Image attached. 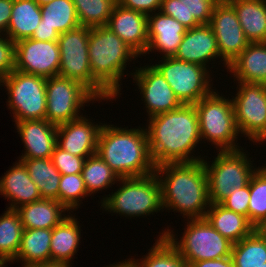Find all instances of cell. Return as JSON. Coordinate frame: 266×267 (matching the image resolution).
Segmentation results:
<instances>
[{"label": "cell", "instance_id": "obj_29", "mask_svg": "<svg viewBox=\"0 0 266 267\" xmlns=\"http://www.w3.org/2000/svg\"><path fill=\"white\" fill-rule=\"evenodd\" d=\"M51 236L52 229H23L19 250L11 264L16 260L21 267H28L51 262Z\"/></svg>", "mask_w": 266, "mask_h": 267}, {"label": "cell", "instance_id": "obj_39", "mask_svg": "<svg viewBox=\"0 0 266 267\" xmlns=\"http://www.w3.org/2000/svg\"><path fill=\"white\" fill-rule=\"evenodd\" d=\"M91 196L86 189L82 174L61 175L59 184L58 201L71 213H73L80 204L82 198ZM81 199V200H80ZM73 210V211H72Z\"/></svg>", "mask_w": 266, "mask_h": 267}, {"label": "cell", "instance_id": "obj_1", "mask_svg": "<svg viewBox=\"0 0 266 267\" xmlns=\"http://www.w3.org/2000/svg\"><path fill=\"white\" fill-rule=\"evenodd\" d=\"M147 123L145 129L155 167L166 163L197 162L204 158L194 154L197 144L202 143L194 105L182 104L173 111L148 118Z\"/></svg>", "mask_w": 266, "mask_h": 267}, {"label": "cell", "instance_id": "obj_37", "mask_svg": "<svg viewBox=\"0 0 266 267\" xmlns=\"http://www.w3.org/2000/svg\"><path fill=\"white\" fill-rule=\"evenodd\" d=\"M80 26H106L113 13L117 0H72Z\"/></svg>", "mask_w": 266, "mask_h": 267}, {"label": "cell", "instance_id": "obj_46", "mask_svg": "<svg viewBox=\"0 0 266 267\" xmlns=\"http://www.w3.org/2000/svg\"><path fill=\"white\" fill-rule=\"evenodd\" d=\"M188 267H235L232 257H224L216 260H203L192 262Z\"/></svg>", "mask_w": 266, "mask_h": 267}, {"label": "cell", "instance_id": "obj_53", "mask_svg": "<svg viewBox=\"0 0 266 267\" xmlns=\"http://www.w3.org/2000/svg\"><path fill=\"white\" fill-rule=\"evenodd\" d=\"M264 171H266V163L264 164V166L262 165L261 167Z\"/></svg>", "mask_w": 266, "mask_h": 267}, {"label": "cell", "instance_id": "obj_34", "mask_svg": "<svg viewBox=\"0 0 266 267\" xmlns=\"http://www.w3.org/2000/svg\"><path fill=\"white\" fill-rule=\"evenodd\" d=\"M40 26L54 28L59 34L80 26L72 0H53L41 6Z\"/></svg>", "mask_w": 266, "mask_h": 267}, {"label": "cell", "instance_id": "obj_54", "mask_svg": "<svg viewBox=\"0 0 266 267\" xmlns=\"http://www.w3.org/2000/svg\"><path fill=\"white\" fill-rule=\"evenodd\" d=\"M0 86L2 87V78H1V77H0ZM1 87H0V88H1Z\"/></svg>", "mask_w": 266, "mask_h": 267}, {"label": "cell", "instance_id": "obj_18", "mask_svg": "<svg viewBox=\"0 0 266 267\" xmlns=\"http://www.w3.org/2000/svg\"><path fill=\"white\" fill-rule=\"evenodd\" d=\"M140 58L148 47V17L144 13L116 5L106 24Z\"/></svg>", "mask_w": 266, "mask_h": 267}, {"label": "cell", "instance_id": "obj_31", "mask_svg": "<svg viewBox=\"0 0 266 267\" xmlns=\"http://www.w3.org/2000/svg\"><path fill=\"white\" fill-rule=\"evenodd\" d=\"M26 167L30 178L40 191L42 199L57 200L61 173L48 159L19 158Z\"/></svg>", "mask_w": 266, "mask_h": 267}, {"label": "cell", "instance_id": "obj_17", "mask_svg": "<svg viewBox=\"0 0 266 267\" xmlns=\"http://www.w3.org/2000/svg\"><path fill=\"white\" fill-rule=\"evenodd\" d=\"M92 121V122H91ZM86 115L57 126V145L63 150L88 158L96 153L103 123H95Z\"/></svg>", "mask_w": 266, "mask_h": 267}, {"label": "cell", "instance_id": "obj_23", "mask_svg": "<svg viewBox=\"0 0 266 267\" xmlns=\"http://www.w3.org/2000/svg\"><path fill=\"white\" fill-rule=\"evenodd\" d=\"M234 81L266 85V42L249 43L228 66Z\"/></svg>", "mask_w": 266, "mask_h": 267}, {"label": "cell", "instance_id": "obj_12", "mask_svg": "<svg viewBox=\"0 0 266 267\" xmlns=\"http://www.w3.org/2000/svg\"><path fill=\"white\" fill-rule=\"evenodd\" d=\"M46 101L45 119L58 126L81 117L84 105L99 100L80 82L53 76L46 78Z\"/></svg>", "mask_w": 266, "mask_h": 267}, {"label": "cell", "instance_id": "obj_45", "mask_svg": "<svg viewBox=\"0 0 266 267\" xmlns=\"http://www.w3.org/2000/svg\"><path fill=\"white\" fill-rule=\"evenodd\" d=\"M59 35L60 34L54 28L48 26H40L39 23L30 38L39 41H58Z\"/></svg>", "mask_w": 266, "mask_h": 267}, {"label": "cell", "instance_id": "obj_10", "mask_svg": "<svg viewBox=\"0 0 266 267\" xmlns=\"http://www.w3.org/2000/svg\"><path fill=\"white\" fill-rule=\"evenodd\" d=\"M2 86L7 89L6 103L12 111L13 122L45 119L46 78L14 69L2 78Z\"/></svg>", "mask_w": 266, "mask_h": 267}, {"label": "cell", "instance_id": "obj_51", "mask_svg": "<svg viewBox=\"0 0 266 267\" xmlns=\"http://www.w3.org/2000/svg\"><path fill=\"white\" fill-rule=\"evenodd\" d=\"M6 266H7V263L0 262V267H6Z\"/></svg>", "mask_w": 266, "mask_h": 267}, {"label": "cell", "instance_id": "obj_27", "mask_svg": "<svg viewBox=\"0 0 266 267\" xmlns=\"http://www.w3.org/2000/svg\"><path fill=\"white\" fill-rule=\"evenodd\" d=\"M205 218L215 230L232 243L239 242L256 229L247 217L227 209L220 203H210Z\"/></svg>", "mask_w": 266, "mask_h": 267}, {"label": "cell", "instance_id": "obj_24", "mask_svg": "<svg viewBox=\"0 0 266 267\" xmlns=\"http://www.w3.org/2000/svg\"><path fill=\"white\" fill-rule=\"evenodd\" d=\"M220 0H162L160 11L179 21L187 29L209 24Z\"/></svg>", "mask_w": 266, "mask_h": 267}, {"label": "cell", "instance_id": "obj_43", "mask_svg": "<svg viewBox=\"0 0 266 267\" xmlns=\"http://www.w3.org/2000/svg\"><path fill=\"white\" fill-rule=\"evenodd\" d=\"M117 3L127 9L150 15L160 11L162 0H117Z\"/></svg>", "mask_w": 266, "mask_h": 267}, {"label": "cell", "instance_id": "obj_21", "mask_svg": "<svg viewBox=\"0 0 266 267\" xmlns=\"http://www.w3.org/2000/svg\"><path fill=\"white\" fill-rule=\"evenodd\" d=\"M176 59L209 68V62L220 59L217 40L209 24L187 29L174 55ZM210 60V61H209Z\"/></svg>", "mask_w": 266, "mask_h": 267}, {"label": "cell", "instance_id": "obj_28", "mask_svg": "<svg viewBox=\"0 0 266 267\" xmlns=\"http://www.w3.org/2000/svg\"><path fill=\"white\" fill-rule=\"evenodd\" d=\"M235 9L246 39L266 42V0H227Z\"/></svg>", "mask_w": 266, "mask_h": 267}, {"label": "cell", "instance_id": "obj_14", "mask_svg": "<svg viewBox=\"0 0 266 267\" xmlns=\"http://www.w3.org/2000/svg\"><path fill=\"white\" fill-rule=\"evenodd\" d=\"M209 25L217 40L220 59L226 69L250 43L242 30L234 7L220 0L214 7Z\"/></svg>", "mask_w": 266, "mask_h": 267}, {"label": "cell", "instance_id": "obj_47", "mask_svg": "<svg viewBox=\"0 0 266 267\" xmlns=\"http://www.w3.org/2000/svg\"><path fill=\"white\" fill-rule=\"evenodd\" d=\"M72 267V265L61 263V262H47L41 264H34L28 267Z\"/></svg>", "mask_w": 266, "mask_h": 267}, {"label": "cell", "instance_id": "obj_20", "mask_svg": "<svg viewBox=\"0 0 266 267\" xmlns=\"http://www.w3.org/2000/svg\"><path fill=\"white\" fill-rule=\"evenodd\" d=\"M148 17V47L145 52L162 53V58L174 57L187 28L169 15L157 11Z\"/></svg>", "mask_w": 266, "mask_h": 267}, {"label": "cell", "instance_id": "obj_38", "mask_svg": "<svg viewBox=\"0 0 266 267\" xmlns=\"http://www.w3.org/2000/svg\"><path fill=\"white\" fill-rule=\"evenodd\" d=\"M248 220L256 229L266 222V171L261 167L250 179Z\"/></svg>", "mask_w": 266, "mask_h": 267}, {"label": "cell", "instance_id": "obj_4", "mask_svg": "<svg viewBox=\"0 0 266 267\" xmlns=\"http://www.w3.org/2000/svg\"><path fill=\"white\" fill-rule=\"evenodd\" d=\"M88 55L92 77L116 100L127 63L138 55L106 26L90 28Z\"/></svg>", "mask_w": 266, "mask_h": 267}, {"label": "cell", "instance_id": "obj_30", "mask_svg": "<svg viewBox=\"0 0 266 267\" xmlns=\"http://www.w3.org/2000/svg\"><path fill=\"white\" fill-rule=\"evenodd\" d=\"M41 7L35 0H13L6 36L12 41L30 38L41 22Z\"/></svg>", "mask_w": 266, "mask_h": 267}, {"label": "cell", "instance_id": "obj_26", "mask_svg": "<svg viewBox=\"0 0 266 267\" xmlns=\"http://www.w3.org/2000/svg\"><path fill=\"white\" fill-rule=\"evenodd\" d=\"M23 229H53L70 213L59 201L40 199L16 209Z\"/></svg>", "mask_w": 266, "mask_h": 267}, {"label": "cell", "instance_id": "obj_22", "mask_svg": "<svg viewBox=\"0 0 266 267\" xmlns=\"http://www.w3.org/2000/svg\"><path fill=\"white\" fill-rule=\"evenodd\" d=\"M17 161L0 178V195L10 201L8 209L14 210L42 199L26 167L21 161Z\"/></svg>", "mask_w": 266, "mask_h": 267}, {"label": "cell", "instance_id": "obj_35", "mask_svg": "<svg viewBox=\"0 0 266 267\" xmlns=\"http://www.w3.org/2000/svg\"><path fill=\"white\" fill-rule=\"evenodd\" d=\"M23 226L14 209H6L0 216V262L14 261L20 247Z\"/></svg>", "mask_w": 266, "mask_h": 267}, {"label": "cell", "instance_id": "obj_42", "mask_svg": "<svg viewBox=\"0 0 266 267\" xmlns=\"http://www.w3.org/2000/svg\"><path fill=\"white\" fill-rule=\"evenodd\" d=\"M15 69V42L0 34V77L8 76Z\"/></svg>", "mask_w": 266, "mask_h": 267}, {"label": "cell", "instance_id": "obj_2", "mask_svg": "<svg viewBox=\"0 0 266 267\" xmlns=\"http://www.w3.org/2000/svg\"><path fill=\"white\" fill-rule=\"evenodd\" d=\"M163 209L180 212L183 218H205L210 206L203 161L166 163L155 167Z\"/></svg>", "mask_w": 266, "mask_h": 267}, {"label": "cell", "instance_id": "obj_13", "mask_svg": "<svg viewBox=\"0 0 266 267\" xmlns=\"http://www.w3.org/2000/svg\"><path fill=\"white\" fill-rule=\"evenodd\" d=\"M237 93L232 96L236 124L241 136L253 143L266 137V85L236 82Z\"/></svg>", "mask_w": 266, "mask_h": 267}, {"label": "cell", "instance_id": "obj_49", "mask_svg": "<svg viewBox=\"0 0 266 267\" xmlns=\"http://www.w3.org/2000/svg\"><path fill=\"white\" fill-rule=\"evenodd\" d=\"M38 4H39V6L41 7V6H43V5H45V4H48V3H50L51 1H53V0H35Z\"/></svg>", "mask_w": 266, "mask_h": 267}, {"label": "cell", "instance_id": "obj_40", "mask_svg": "<svg viewBox=\"0 0 266 267\" xmlns=\"http://www.w3.org/2000/svg\"><path fill=\"white\" fill-rule=\"evenodd\" d=\"M85 159L63 150L58 145L55 146L51 155V161L61 175L82 173Z\"/></svg>", "mask_w": 266, "mask_h": 267}, {"label": "cell", "instance_id": "obj_3", "mask_svg": "<svg viewBox=\"0 0 266 267\" xmlns=\"http://www.w3.org/2000/svg\"><path fill=\"white\" fill-rule=\"evenodd\" d=\"M144 128L102 125L96 153L119 178L142 177L155 172Z\"/></svg>", "mask_w": 266, "mask_h": 267}, {"label": "cell", "instance_id": "obj_52", "mask_svg": "<svg viewBox=\"0 0 266 267\" xmlns=\"http://www.w3.org/2000/svg\"><path fill=\"white\" fill-rule=\"evenodd\" d=\"M265 141H266V137H263V138L258 142V144L261 143V142L263 143V142H265Z\"/></svg>", "mask_w": 266, "mask_h": 267}, {"label": "cell", "instance_id": "obj_36", "mask_svg": "<svg viewBox=\"0 0 266 267\" xmlns=\"http://www.w3.org/2000/svg\"><path fill=\"white\" fill-rule=\"evenodd\" d=\"M81 174L90 195L106 190L119 182V176L97 153L85 159Z\"/></svg>", "mask_w": 266, "mask_h": 267}, {"label": "cell", "instance_id": "obj_11", "mask_svg": "<svg viewBox=\"0 0 266 267\" xmlns=\"http://www.w3.org/2000/svg\"><path fill=\"white\" fill-rule=\"evenodd\" d=\"M154 66L164 76L181 104L194 105L213 90L216 91L212 87L210 68L175 57H161L158 64Z\"/></svg>", "mask_w": 266, "mask_h": 267}, {"label": "cell", "instance_id": "obj_48", "mask_svg": "<svg viewBox=\"0 0 266 267\" xmlns=\"http://www.w3.org/2000/svg\"><path fill=\"white\" fill-rule=\"evenodd\" d=\"M110 266H105V267H131L126 261H120V262H117L116 264L113 263V264H109Z\"/></svg>", "mask_w": 266, "mask_h": 267}, {"label": "cell", "instance_id": "obj_8", "mask_svg": "<svg viewBox=\"0 0 266 267\" xmlns=\"http://www.w3.org/2000/svg\"><path fill=\"white\" fill-rule=\"evenodd\" d=\"M89 33L90 27L79 26L59 35L58 76L80 82L99 101H111L114 98L92 77L88 55Z\"/></svg>", "mask_w": 266, "mask_h": 267}, {"label": "cell", "instance_id": "obj_32", "mask_svg": "<svg viewBox=\"0 0 266 267\" xmlns=\"http://www.w3.org/2000/svg\"><path fill=\"white\" fill-rule=\"evenodd\" d=\"M231 257L235 267H261L266 263V234L255 229L249 236L233 243Z\"/></svg>", "mask_w": 266, "mask_h": 267}, {"label": "cell", "instance_id": "obj_33", "mask_svg": "<svg viewBox=\"0 0 266 267\" xmlns=\"http://www.w3.org/2000/svg\"><path fill=\"white\" fill-rule=\"evenodd\" d=\"M125 261L131 267H188L177 248L166 236H158L145 257L129 258Z\"/></svg>", "mask_w": 266, "mask_h": 267}, {"label": "cell", "instance_id": "obj_44", "mask_svg": "<svg viewBox=\"0 0 266 267\" xmlns=\"http://www.w3.org/2000/svg\"><path fill=\"white\" fill-rule=\"evenodd\" d=\"M13 0H0V34L5 35L11 19Z\"/></svg>", "mask_w": 266, "mask_h": 267}, {"label": "cell", "instance_id": "obj_7", "mask_svg": "<svg viewBox=\"0 0 266 267\" xmlns=\"http://www.w3.org/2000/svg\"><path fill=\"white\" fill-rule=\"evenodd\" d=\"M186 221L188 222H185L187 225L186 228L183 227L184 232L180 240L177 234L168 228L162 230L158 236H166L187 264L231 256L233 243L215 230L206 218Z\"/></svg>", "mask_w": 266, "mask_h": 267}, {"label": "cell", "instance_id": "obj_15", "mask_svg": "<svg viewBox=\"0 0 266 267\" xmlns=\"http://www.w3.org/2000/svg\"><path fill=\"white\" fill-rule=\"evenodd\" d=\"M60 49L58 41L25 38L15 42V70L51 78L58 76Z\"/></svg>", "mask_w": 266, "mask_h": 267}, {"label": "cell", "instance_id": "obj_19", "mask_svg": "<svg viewBox=\"0 0 266 267\" xmlns=\"http://www.w3.org/2000/svg\"><path fill=\"white\" fill-rule=\"evenodd\" d=\"M16 130L24 143L19 158L48 159L57 145V126L46 119L16 121Z\"/></svg>", "mask_w": 266, "mask_h": 267}, {"label": "cell", "instance_id": "obj_9", "mask_svg": "<svg viewBox=\"0 0 266 267\" xmlns=\"http://www.w3.org/2000/svg\"><path fill=\"white\" fill-rule=\"evenodd\" d=\"M244 151H217V156L211 163L207 162V158L202 159L207 174L210 203H220L235 188L249 184L259 166H253L250 155Z\"/></svg>", "mask_w": 266, "mask_h": 267}, {"label": "cell", "instance_id": "obj_25", "mask_svg": "<svg viewBox=\"0 0 266 267\" xmlns=\"http://www.w3.org/2000/svg\"><path fill=\"white\" fill-rule=\"evenodd\" d=\"M69 214L52 229L50 244L51 262L71 265V259L79 250L82 231L79 224L80 221L75 218V214Z\"/></svg>", "mask_w": 266, "mask_h": 267}, {"label": "cell", "instance_id": "obj_41", "mask_svg": "<svg viewBox=\"0 0 266 267\" xmlns=\"http://www.w3.org/2000/svg\"><path fill=\"white\" fill-rule=\"evenodd\" d=\"M250 200V182L243 188H235L229 196L220 204L229 210L239 213L248 218V207Z\"/></svg>", "mask_w": 266, "mask_h": 267}, {"label": "cell", "instance_id": "obj_16", "mask_svg": "<svg viewBox=\"0 0 266 267\" xmlns=\"http://www.w3.org/2000/svg\"><path fill=\"white\" fill-rule=\"evenodd\" d=\"M135 68V72L132 71L129 75H132L133 82L135 81L142 95L148 118L173 111L182 105L154 64Z\"/></svg>", "mask_w": 266, "mask_h": 267}, {"label": "cell", "instance_id": "obj_5", "mask_svg": "<svg viewBox=\"0 0 266 267\" xmlns=\"http://www.w3.org/2000/svg\"><path fill=\"white\" fill-rule=\"evenodd\" d=\"M119 183V189L111 192V195L103 196L100 201V207L105 209L103 211L126 218L147 217L164 211L161 187L155 173L142 177L119 178Z\"/></svg>", "mask_w": 266, "mask_h": 267}, {"label": "cell", "instance_id": "obj_6", "mask_svg": "<svg viewBox=\"0 0 266 267\" xmlns=\"http://www.w3.org/2000/svg\"><path fill=\"white\" fill-rule=\"evenodd\" d=\"M222 95L213 90L194 104L198 114L201 141L207 140L219 151L243 149L237 143L240 132L232 100Z\"/></svg>", "mask_w": 266, "mask_h": 267}, {"label": "cell", "instance_id": "obj_50", "mask_svg": "<svg viewBox=\"0 0 266 267\" xmlns=\"http://www.w3.org/2000/svg\"><path fill=\"white\" fill-rule=\"evenodd\" d=\"M260 230L266 234V222L265 224L260 228Z\"/></svg>", "mask_w": 266, "mask_h": 267}]
</instances>
